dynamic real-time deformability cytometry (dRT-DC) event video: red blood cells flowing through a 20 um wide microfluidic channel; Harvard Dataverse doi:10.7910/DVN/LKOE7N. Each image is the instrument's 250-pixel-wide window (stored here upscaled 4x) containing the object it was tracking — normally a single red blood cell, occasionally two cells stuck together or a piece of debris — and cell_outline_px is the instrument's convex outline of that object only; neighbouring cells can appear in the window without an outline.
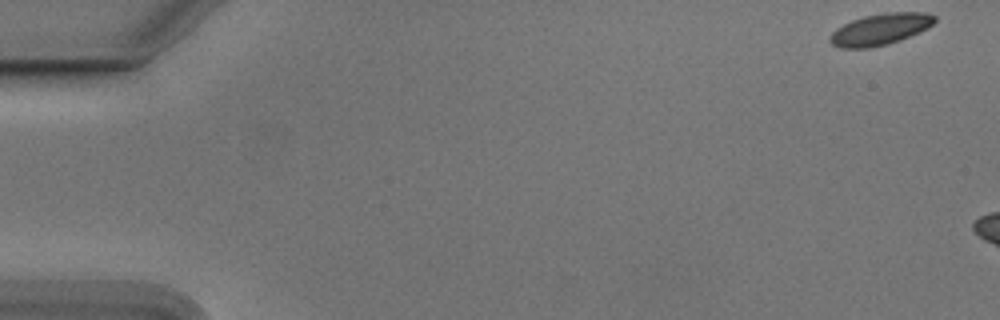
{"species": "Egyptian fruit bat (a non-hibernating species)", "species_latin": "Rousettus aegyptiacus", "temperature_condition": "cold", "stored_images_in_passage": 8, "camera_frame_rate_fps": 3000, "um_per_image_px": 0.085, "animal": {"sex": "male"}, "frame": {"image": 1, "passage_image": 1, "time_ms": 0.0, "image_size_px": [1000, 320], "cell_outline_px": [[936, 20], [928, 28], [900, 40], [888, 44], [868, 48], [840, 48], [832, 44], [828, 40], [828, 36], [836, 28], [852, 20], [864, 16], [884, 12], [928, 12], [936, 16]], "centroid_in_image_um": [74.81, 2.48], "position_along_channel_um": 10.2, "area_um2": 19.31}}